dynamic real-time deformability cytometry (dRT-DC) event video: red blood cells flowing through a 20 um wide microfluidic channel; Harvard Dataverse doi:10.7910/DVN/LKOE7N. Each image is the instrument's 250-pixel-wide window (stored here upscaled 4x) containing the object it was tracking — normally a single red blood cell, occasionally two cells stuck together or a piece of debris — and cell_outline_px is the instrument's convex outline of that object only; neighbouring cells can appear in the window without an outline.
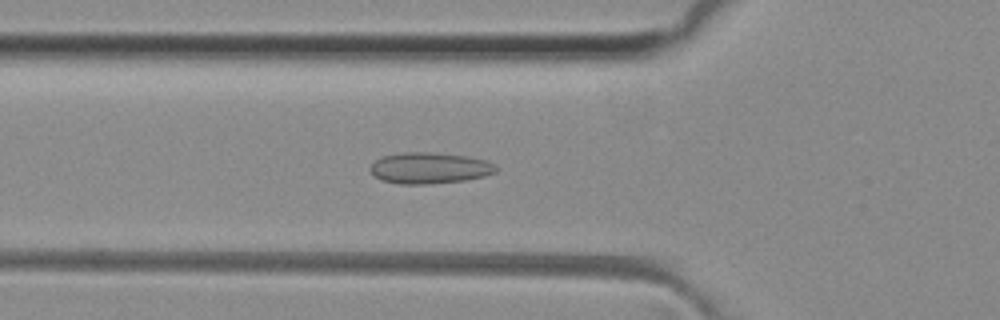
{"species": "common noctule bat (a hibernating species)", "species_latin": "Nyctalus noctula", "temperature_condition": "room temperature", "stored_images_in_passage": 50, "camera_frame_rate_fps": 3000, "um_per_image_px": 0.085, "animal": {"sex": "female", "body_mass_g": 29.2, "forearm_length_mm": 56.3}, "frame": {"image": 1, "passage_image": 17, "time_ms": 5.333, "image_size_px": [1000, 320], "cell_outline_px": [[496, 172], [484, 176], [464, 180], [428, 184], [400, 184], [380, 180], [372, 176], [368, 168], [376, 160], [384, 156], [404, 152], [428, 152], [468, 156], [488, 160], [496, 164]], "centroid_in_image_um": [36.5, 14.28], "position_along_channel_um": 89.3, "area_um2": 23.0}}
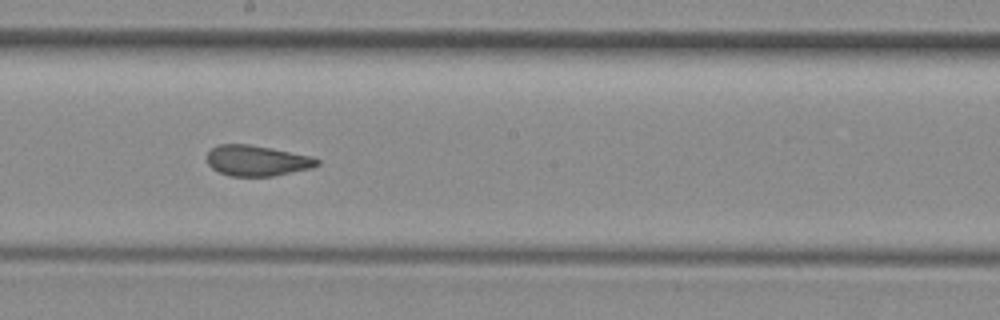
{"frame": {"image": 2, "passage_image": 27, "time_ms": 8.667, "image_size_px": [1000, 320], "cell_outline_px": [[320, 164], [312, 168], [272, 176], [228, 176], [212, 168], [208, 164], [208, 152], [212, 148], [220, 144], [248, 144], [272, 148], [312, 156], [320, 160]], "centroid_in_image_um": [21.87, 13.65], "position_along_channel_um": 226.3, "area_um2": 19.65}}
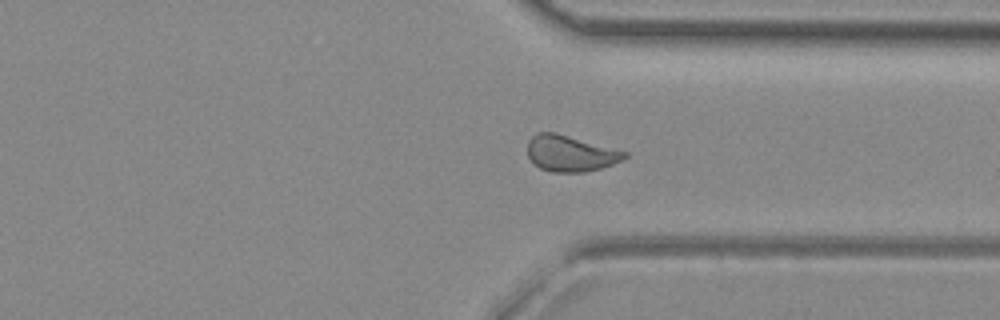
{"frame": {"image": 3, "passage_image": 37, "time_ms": 12.0, "image_size_px": [1000, 320], "cell_outline_px": [[628, 156], [624, 160], [600, 168], [584, 172], [552, 172], [540, 168], [532, 164], [528, 156], [528, 140], [536, 132], [556, 132], [616, 148], [628, 152]], "centroid_in_image_um": [48.49, 13.03], "position_along_channel_um": 362.9, "area_um2": 20.75}, "authors_computed_cell_mechanics": {"area_um2": 20.8658, "velocity_mm_per_s": 4.1077, "shape_relaxation_time_tau1_ms": null, "shape_relaxation_time_tau2_ms": 1.2154, "deformation_change_tau1": null, "deformation_change_tau2": 0.0661}}